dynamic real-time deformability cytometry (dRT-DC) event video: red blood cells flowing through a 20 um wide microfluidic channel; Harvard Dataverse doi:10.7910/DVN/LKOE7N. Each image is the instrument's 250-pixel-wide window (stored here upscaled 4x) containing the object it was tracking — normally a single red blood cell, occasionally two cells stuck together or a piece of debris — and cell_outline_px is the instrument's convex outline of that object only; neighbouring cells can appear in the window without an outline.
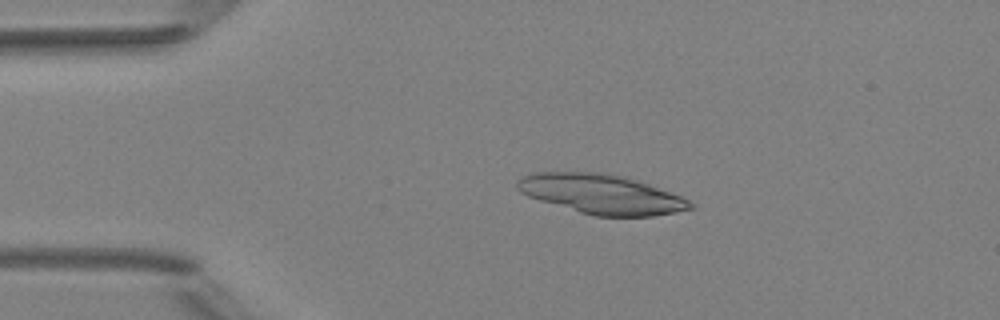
{"species": "Egyptian fruit bat (a non-hibernating species)", "species_latin": "Rousettus aegyptiacus", "temperature_condition": "room temperature", "stored_images_in_passage": 4, "camera_frame_rate_fps": 3000, "um_per_image_px": 0.085, "animal": {"sex": "female"}, "frame": {"image": 1, "passage_image": 3, "time_ms": 2.0, "image_size_px": [1000, 320], "cell_outline_px": [[696, 208], [676, 212], [652, 216], [596, 216], [580, 212], [540, 200], [528, 196], [520, 192], [516, 188], [516, 180], [532, 172], [608, 172], [624, 176], [648, 184], [680, 196], [696, 204]], "centroid_in_image_um": [51.12, 16.49], "position_along_channel_um": 33.9, "area_um2": 39.82}}